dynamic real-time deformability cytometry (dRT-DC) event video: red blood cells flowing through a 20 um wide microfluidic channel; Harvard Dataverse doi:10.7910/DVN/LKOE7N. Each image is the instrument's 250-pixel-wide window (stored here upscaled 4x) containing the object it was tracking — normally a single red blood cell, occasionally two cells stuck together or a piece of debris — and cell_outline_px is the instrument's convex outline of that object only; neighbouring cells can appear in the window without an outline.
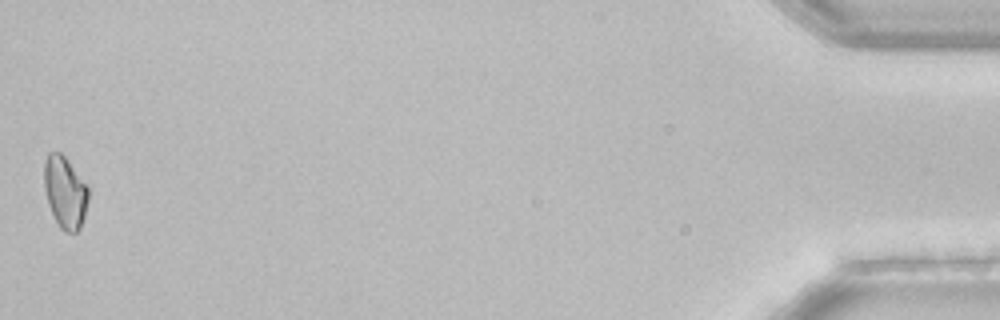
{"species": "common noctule bat (a hibernating species)", "species_latin": "Nyctalus noctula", "temperature_condition": "room temperature", "stored_images_in_passage": 40, "camera_frame_rate_fps": 3000, "um_per_image_px": 0.085, "animal": {"sex": "female", "body_mass_g": 22.7, "forearm_length_mm": 54.2}, "frame": {"image": 1, "passage_image": 40, "time_ms": 13.0, "image_size_px": [1000, 320], "cell_outline_px": [[88, 200], [84, 216], [80, 228], [76, 232], [64, 232], [60, 228], [48, 204], [44, 188], [44, 160], [48, 152], [60, 152], [64, 156], [88, 188]], "centroid_in_image_um": [5.5, 16.34], "position_along_channel_um": 429.7, "area_um2": 18.26}, "authors_computed_cell_mechanics": {"area_um2": 18.9584, "velocity_mm_per_s": 3.8597, "shape_relaxation_time_tau1_ms": 8.96, "shape_relaxation_time_tau2_ms": null, "deformation_change_tau1": 0.1136, "deformation_change_tau2": null}}